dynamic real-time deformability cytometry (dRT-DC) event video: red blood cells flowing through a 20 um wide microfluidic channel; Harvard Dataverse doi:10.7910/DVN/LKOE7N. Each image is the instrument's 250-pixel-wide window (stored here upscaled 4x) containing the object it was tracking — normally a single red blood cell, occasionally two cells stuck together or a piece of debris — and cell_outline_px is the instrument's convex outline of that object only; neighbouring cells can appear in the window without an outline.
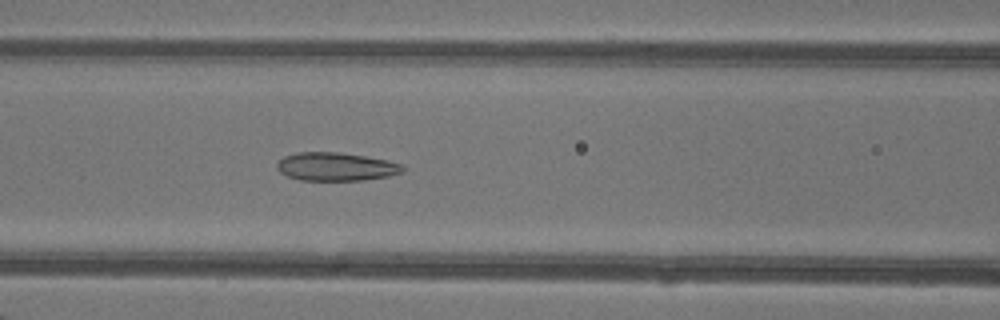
{"species": "common noctule bat (a hibernating species)", "species_latin": "Nyctalus noctula", "temperature_condition": "warm", "stored_images_in_passage": 42, "camera_frame_rate_fps": 3000, "um_per_image_px": 0.085, "animal": {"sex": "female"}, "frame": {"image": 1, "passage_image": 21, "time_ms": 6.667, "image_size_px": [1000, 320], "cell_outline_px": [[404, 172], [388, 176], [364, 180], [300, 180], [288, 176], [280, 172], [276, 168], [276, 164], [284, 156], [296, 152], [340, 152], [388, 160], [400, 164], [404, 168]], "centroid_in_image_um": [28.54, 14.16], "position_along_channel_um": 138.1, "area_um2": 20.75}}
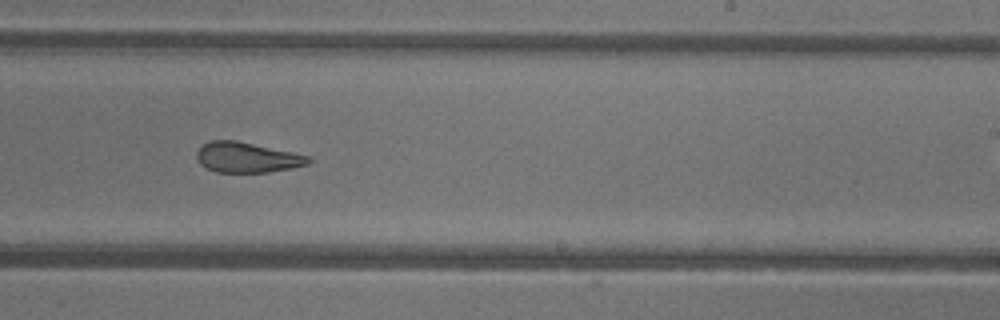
{"frame": {"image": 2, "passage_image": 30, "time_ms": 9.667, "image_size_px": [1000, 320], "cell_outline_px": [[312, 160], [308, 164], [292, 168], [268, 172], [216, 172], [200, 164], [196, 156], [196, 152], [204, 144], [212, 140], [236, 140], [292, 152], [308, 156]], "centroid_in_image_um": [20.99, 13.38], "position_along_channel_um": 268.0, "area_um2": 19.54}}
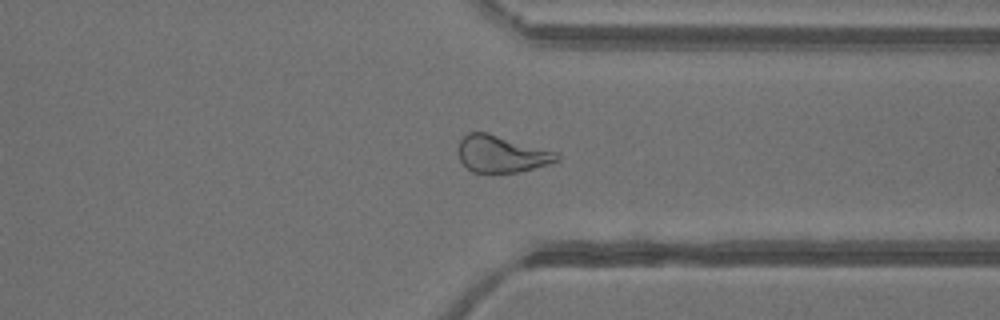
{"frame": {"image": 3, "passage_image": 37, "time_ms": 12.0, "image_size_px": [1000, 320], "cell_outline_px": [[560, 160], [520, 172], [472, 172], [460, 160], [456, 148], [460, 140], [468, 132], [488, 132], [556, 152], [560, 156]], "centroid_in_image_um": [42.59, 13.07], "position_along_channel_um": 368.8, "area_um2": 21.15}, "authors_computed_cell_mechanics": {"area_um2": 22.7732, "velocity_mm_per_s": 4.3349, "shape_relaxation_time_tau1_ms": null, "shape_relaxation_time_tau2_ms": 1.5923, "deformation_change_tau1": null, "deformation_change_tau2": 0.0974}}